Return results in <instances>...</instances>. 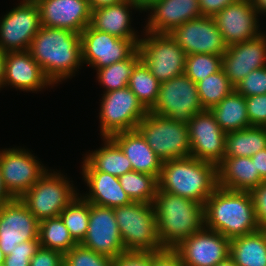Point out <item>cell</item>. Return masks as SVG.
Returning <instances> with one entry per match:
<instances>
[{
  "instance_id": "74e56055",
  "label": "cell",
  "mask_w": 266,
  "mask_h": 266,
  "mask_svg": "<svg viewBox=\"0 0 266 266\" xmlns=\"http://www.w3.org/2000/svg\"><path fill=\"white\" fill-rule=\"evenodd\" d=\"M222 68V55L192 54L186 55L184 73L194 82L206 79Z\"/></svg>"
},
{
  "instance_id": "cb8c5ba5",
  "label": "cell",
  "mask_w": 266,
  "mask_h": 266,
  "mask_svg": "<svg viewBox=\"0 0 266 266\" xmlns=\"http://www.w3.org/2000/svg\"><path fill=\"white\" fill-rule=\"evenodd\" d=\"M143 10L135 3L122 1L115 5L100 7L91 10L90 26L98 31L105 32L123 39H133L139 43V35L131 27L130 9ZM138 36V37H137Z\"/></svg>"
},
{
  "instance_id": "277c9868",
  "label": "cell",
  "mask_w": 266,
  "mask_h": 266,
  "mask_svg": "<svg viewBox=\"0 0 266 266\" xmlns=\"http://www.w3.org/2000/svg\"><path fill=\"white\" fill-rule=\"evenodd\" d=\"M152 204L163 248L173 249L204 227V205L196 201L157 189Z\"/></svg>"
},
{
  "instance_id": "6da1fadb",
  "label": "cell",
  "mask_w": 266,
  "mask_h": 266,
  "mask_svg": "<svg viewBox=\"0 0 266 266\" xmlns=\"http://www.w3.org/2000/svg\"><path fill=\"white\" fill-rule=\"evenodd\" d=\"M29 51L53 85L71 78L83 65L80 34L67 29L42 26Z\"/></svg>"
},
{
  "instance_id": "c3c4849f",
  "label": "cell",
  "mask_w": 266,
  "mask_h": 266,
  "mask_svg": "<svg viewBox=\"0 0 266 266\" xmlns=\"http://www.w3.org/2000/svg\"><path fill=\"white\" fill-rule=\"evenodd\" d=\"M251 160L258 170L259 176L262 181H266V148L251 156Z\"/></svg>"
},
{
  "instance_id": "1f68e13d",
  "label": "cell",
  "mask_w": 266,
  "mask_h": 266,
  "mask_svg": "<svg viewBox=\"0 0 266 266\" xmlns=\"http://www.w3.org/2000/svg\"><path fill=\"white\" fill-rule=\"evenodd\" d=\"M128 87L149 111L158 99L160 82L140 59L132 70Z\"/></svg>"
},
{
  "instance_id": "7dc6e473",
  "label": "cell",
  "mask_w": 266,
  "mask_h": 266,
  "mask_svg": "<svg viewBox=\"0 0 266 266\" xmlns=\"http://www.w3.org/2000/svg\"><path fill=\"white\" fill-rule=\"evenodd\" d=\"M202 16L214 17L226 6L234 3L236 0H198Z\"/></svg>"
},
{
  "instance_id": "ba28073f",
  "label": "cell",
  "mask_w": 266,
  "mask_h": 266,
  "mask_svg": "<svg viewBox=\"0 0 266 266\" xmlns=\"http://www.w3.org/2000/svg\"><path fill=\"white\" fill-rule=\"evenodd\" d=\"M143 33L145 36L139 40L138 50L154 77L163 83L184 74L186 53L170 34Z\"/></svg>"
},
{
  "instance_id": "4316f807",
  "label": "cell",
  "mask_w": 266,
  "mask_h": 266,
  "mask_svg": "<svg viewBox=\"0 0 266 266\" xmlns=\"http://www.w3.org/2000/svg\"><path fill=\"white\" fill-rule=\"evenodd\" d=\"M218 186L251 192L263 181L251 157H224L217 165Z\"/></svg>"
},
{
  "instance_id": "44dd1931",
  "label": "cell",
  "mask_w": 266,
  "mask_h": 266,
  "mask_svg": "<svg viewBox=\"0 0 266 266\" xmlns=\"http://www.w3.org/2000/svg\"><path fill=\"white\" fill-rule=\"evenodd\" d=\"M45 27L81 32L90 25L91 9L87 0H34Z\"/></svg>"
},
{
  "instance_id": "83f0119b",
  "label": "cell",
  "mask_w": 266,
  "mask_h": 266,
  "mask_svg": "<svg viewBox=\"0 0 266 266\" xmlns=\"http://www.w3.org/2000/svg\"><path fill=\"white\" fill-rule=\"evenodd\" d=\"M103 141V147L84 156L82 170L102 171L116 177L132 171L131 161L120 147L110 137H104Z\"/></svg>"
},
{
  "instance_id": "db71d44e",
  "label": "cell",
  "mask_w": 266,
  "mask_h": 266,
  "mask_svg": "<svg viewBox=\"0 0 266 266\" xmlns=\"http://www.w3.org/2000/svg\"><path fill=\"white\" fill-rule=\"evenodd\" d=\"M124 1L135 3L142 10H144L153 0H124Z\"/></svg>"
},
{
  "instance_id": "ee69618b",
  "label": "cell",
  "mask_w": 266,
  "mask_h": 266,
  "mask_svg": "<svg viewBox=\"0 0 266 266\" xmlns=\"http://www.w3.org/2000/svg\"><path fill=\"white\" fill-rule=\"evenodd\" d=\"M30 266H63V254L40 246L31 258Z\"/></svg>"
},
{
  "instance_id": "d6986e66",
  "label": "cell",
  "mask_w": 266,
  "mask_h": 266,
  "mask_svg": "<svg viewBox=\"0 0 266 266\" xmlns=\"http://www.w3.org/2000/svg\"><path fill=\"white\" fill-rule=\"evenodd\" d=\"M258 12L251 0H236L213 18L227 46L241 43L262 34L259 29Z\"/></svg>"
},
{
  "instance_id": "8992f818",
  "label": "cell",
  "mask_w": 266,
  "mask_h": 266,
  "mask_svg": "<svg viewBox=\"0 0 266 266\" xmlns=\"http://www.w3.org/2000/svg\"><path fill=\"white\" fill-rule=\"evenodd\" d=\"M137 130L163 162L191 154L187 123L148 111Z\"/></svg>"
},
{
  "instance_id": "11a10c76",
  "label": "cell",
  "mask_w": 266,
  "mask_h": 266,
  "mask_svg": "<svg viewBox=\"0 0 266 266\" xmlns=\"http://www.w3.org/2000/svg\"><path fill=\"white\" fill-rule=\"evenodd\" d=\"M215 266H237V265L234 263V261L231 257H228L226 260L219 262Z\"/></svg>"
},
{
  "instance_id": "816d5d0a",
  "label": "cell",
  "mask_w": 266,
  "mask_h": 266,
  "mask_svg": "<svg viewBox=\"0 0 266 266\" xmlns=\"http://www.w3.org/2000/svg\"><path fill=\"white\" fill-rule=\"evenodd\" d=\"M251 2L258 14L266 15V0H251Z\"/></svg>"
},
{
  "instance_id": "2e32d148",
  "label": "cell",
  "mask_w": 266,
  "mask_h": 266,
  "mask_svg": "<svg viewBox=\"0 0 266 266\" xmlns=\"http://www.w3.org/2000/svg\"><path fill=\"white\" fill-rule=\"evenodd\" d=\"M191 157L218 165L225 155L226 132L210 110L195 114L188 122Z\"/></svg>"
},
{
  "instance_id": "f1b7e54d",
  "label": "cell",
  "mask_w": 266,
  "mask_h": 266,
  "mask_svg": "<svg viewBox=\"0 0 266 266\" xmlns=\"http://www.w3.org/2000/svg\"><path fill=\"white\" fill-rule=\"evenodd\" d=\"M230 257L237 266H266V229L232 238Z\"/></svg>"
},
{
  "instance_id": "f546056e",
  "label": "cell",
  "mask_w": 266,
  "mask_h": 266,
  "mask_svg": "<svg viewBox=\"0 0 266 266\" xmlns=\"http://www.w3.org/2000/svg\"><path fill=\"white\" fill-rule=\"evenodd\" d=\"M220 128L228 133L251 127L245 97L235 90L210 109Z\"/></svg>"
},
{
  "instance_id": "3957f363",
  "label": "cell",
  "mask_w": 266,
  "mask_h": 266,
  "mask_svg": "<svg viewBox=\"0 0 266 266\" xmlns=\"http://www.w3.org/2000/svg\"><path fill=\"white\" fill-rule=\"evenodd\" d=\"M218 187L217 165L186 157L164 161L158 189L202 205Z\"/></svg>"
},
{
  "instance_id": "603a6c76",
  "label": "cell",
  "mask_w": 266,
  "mask_h": 266,
  "mask_svg": "<svg viewBox=\"0 0 266 266\" xmlns=\"http://www.w3.org/2000/svg\"><path fill=\"white\" fill-rule=\"evenodd\" d=\"M9 85L26 92L41 91L48 85H52V88L55 86L29 50L6 53L3 87Z\"/></svg>"
},
{
  "instance_id": "836d02e7",
  "label": "cell",
  "mask_w": 266,
  "mask_h": 266,
  "mask_svg": "<svg viewBox=\"0 0 266 266\" xmlns=\"http://www.w3.org/2000/svg\"><path fill=\"white\" fill-rule=\"evenodd\" d=\"M118 179L132 202L153 203L158 189V179L155 176L132 170Z\"/></svg>"
},
{
  "instance_id": "4fadbf2b",
  "label": "cell",
  "mask_w": 266,
  "mask_h": 266,
  "mask_svg": "<svg viewBox=\"0 0 266 266\" xmlns=\"http://www.w3.org/2000/svg\"><path fill=\"white\" fill-rule=\"evenodd\" d=\"M28 149L0 150V170L6 189L14 198H20L48 170Z\"/></svg>"
},
{
  "instance_id": "7c38bea8",
  "label": "cell",
  "mask_w": 266,
  "mask_h": 266,
  "mask_svg": "<svg viewBox=\"0 0 266 266\" xmlns=\"http://www.w3.org/2000/svg\"><path fill=\"white\" fill-rule=\"evenodd\" d=\"M80 40L82 63L96 70L130 58L138 50V44L133 39L119 38L95 30L90 25L81 32Z\"/></svg>"
},
{
  "instance_id": "8fae6325",
  "label": "cell",
  "mask_w": 266,
  "mask_h": 266,
  "mask_svg": "<svg viewBox=\"0 0 266 266\" xmlns=\"http://www.w3.org/2000/svg\"><path fill=\"white\" fill-rule=\"evenodd\" d=\"M39 8L34 0H22L0 20V49L7 52L26 51L41 29Z\"/></svg>"
},
{
  "instance_id": "f35d334b",
  "label": "cell",
  "mask_w": 266,
  "mask_h": 266,
  "mask_svg": "<svg viewBox=\"0 0 266 266\" xmlns=\"http://www.w3.org/2000/svg\"><path fill=\"white\" fill-rule=\"evenodd\" d=\"M113 259L98 254L81 244L63 255L64 266H112Z\"/></svg>"
},
{
  "instance_id": "d6a6232c",
  "label": "cell",
  "mask_w": 266,
  "mask_h": 266,
  "mask_svg": "<svg viewBox=\"0 0 266 266\" xmlns=\"http://www.w3.org/2000/svg\"><path fill=\"white\" fill-rule=\"evenodd\" d=\"M39 243L41 247L59 251L63 255L78 244L59 216L39 221Z\"/></svg>"
},
{
  "instance_id": "f907efd6",
  "label": "cell",
  "mask_w": 266,
  "mask_h": 266,
  "mask_svg": "<svg viewBox=\"0 0 266 266\" xmlns=\"http://www.w3.org/2000/svg\"><path fill=\"white\" fill-rule=\"evenodd\" d=\"M91 10L98 9L109 5H115L123 0H87Z\"/></svg>"
},
{
  "instance_id": "ac0fdd59",
  "label": "cell",
  "mask_w": 266,
  "mask_h": 266,
  "mask_svg": "<svg viewBox=\"0 0 266 266\" xmlns=\"http://www.w3.org/2000/svg\"><path fill=\"white\" fill-rule=\"evenodd\" d=\"M28 240H39V220L14 198L0 207V248L8 256L15 245Z\"/></svg>"
},
{
  "instance_id": "b9f144b4",
  "label": "cell",
  "mask_w": 266,
  "mask_h": 266,
  "mask_svg": "<svg viewBox=\"0 0 266 266\" xmlns=\"http://www.w3.org/2000/svg\"><path fill=\"white\" fill-rule=\"evenodd\" d=\"M251 126L266 127V94L245 97Z\"/></svg>"
},
{
  "instance_id": "f5cc1de1",
  "label": "cell",
  "mask_w": 266,
  "mask_h": 266,
  "mask_svg": "<svg viewBox=\"0 0 266 266\" xmlns=\"http://www.w3.org/2000/svg\"><path fill=\"white\" fill-rule=\"evenodd\" d=\"M6 53L0 49V89L3 87Z\"/></svg>"
},
{
  "instance_id": "7a4b0ae2",
  "label": "cell",
  "mask_w": 266,
  "mask_h": 266,
  "mask_svg": "<svg viewBox=\"0 0 266 266\" xmlns=\"http://www.w3.org/2000/svg\"><path fill=\"white\" fill-rule=\"evenodd\" d=\"M204 227L229 239L259 230L251 193L218 186L204 204Z\"/></svg>"
},
{
  "instance_id": "4dcf8cb0",
  "label": "cell",
  "mask_w": 266,
  "mask_h": 266,
  "mask_svg": "<svg viewBox=\"0 0 266 266\" xmlns=\"http://www.w3.org/2000/svg\"><path fill=\"white\" fill-rule=\"evenodd\" d=\"M266 148V127L251 126L226 134L224 157H251Z\"/></svg>"
},
{
  "instance_id": "f6af8a7d",
  "label": "cell",
  "mask_w": 266,
  "mask_h": 266,
  "mask_svg": "<svg viewBox=\"0 0 266 266\" xmlns=\"http://www.w3.org/2000/svg\"><path fill=\"white\" fill-rule=\"evenodd\" d=\"M250 193L253 198L258 225L260 229H266V181L262 182Z\"/></svg>"
},
{
  "instance_id": "9a60e30c",
  "label": "cell",
  "mask_w": 266,
  "mask_h": 266,
  "mask_svg": "<svg viewBox=\"0 0 266 266\" xmlns=\"http://www.w3.org/2000/svg\"><path fill=\"white\" fill-rule=\"evenodd\" d=\"M186 55H223L227 50L222 34L213 17L201 16L176 27L170 33Z\"/></svg>"
},
{
  "instance_id": "e0dca14e",
  "label": "cell",
  "mask_w": 266,
  "mask_h": 266,
  "mask_svg": "<svg viewBox=\"0 0 266 266\" xmlns=\"http://www.w3.org/2000/svg\"><path fill=\"white\" fill-rule=\"evenodd\" d=\"M80 244L111 259L126 251L113 208L90 203L88 230Z\"/></svg>"
},
{
  "instance_id": "ffe728a7",
  "label": "cell",
  "mask_w": 266,
  "mask_h": 266,
  "mask_svg": "<svg viewBox=\"0 0 266 266\" xmlns=\"http://www.w3.org/2000/svg\"><path fill=\"white\" fill-rule=\"evenodd\" d=\"M266 66V34L227 46L222 55V68L230 82L236 86L250 72Z\"/></svg>"
},
{
  "instance_id": "60d3db41",
  "label": "cell",
  "mask_w": 266,
  "mask_h": 266,
  "mask_svg": "<svg viewBox=\"0 0 266 266\" xmlns=\"http://www.w3.org/2000/svg\"><path fill=\"white\" fill-rule=\"evenodd\" d=\"M40 247L39 240H28L15 245L5 257L3 266H30V260Z\"/></svg>"
},
{
  "instance_id": "9c48e42d",
  "label": "cell",
  "mask_w": 266,
  "mask_h": 266,
  "mask_svg": "<svg viewBox=\"0 0 266 266\" xmlns=\"http://www.w3.org/2000/svg\"><path fill=\"white\" fill-rule=\"evenodd\" d=\"M148 110L127 86L104 92L100 105V133L102 137L136 130Z\"/></svg>"
},
{
  "instance_id": "bcb514c9",
  "label": "cell",
  "mask_w": 266,
  "mask_h": 266,
  "mask_svg": "<svg viewBox=\"0 0 266 266\" xmlns=\"http://www.w3.org/2000/svg\"><path fill=\"white\" fill-rule=\"evenodd\" d=\"M151 266H184L179 254L171 248L151 252Z\"/></svg>"
},
{
  "instance_id": "8d00e7d4",
  "label": "cell",
  "mask_w": 266,
  "mask_h": 266,
  "mask_svg": "<svg viewBox=\"0 0 266 266\" xmlns=\"http://www.w3.org/2000/svg\"><path fill=\"white\" fill-rule=\"evenodd\" d=\"M90 203L80 194L60 213L59 217L72 238L80 244L88 230Z\"/></svg>"
},
{
  "instance_id": "5b68a950",
  "label": "cell",
  "mask_w": 266,
  "mask_h": 266,
  "mask_svg": "<svg viewBox=\"0 0 266 266\" xmlns=\"http://www.w3.org/2000/svg\"><path fill=\"white\" fill-rule=\"evenodd\" d=\"M126 251L158 252L164 248L157 235L153 204L131 202L113 208Z\"/></svg>"
},
{
  "instance_id": "d4e9b609",
  "label": "cell",
  "mask_w": 266,
  "mask_h": 266,
  "mask_svg": "<svg viewBox=\"0 0 266 266\" xmlns=\"http://www.w3.org/2000/svg\"><path fill=\"white\" fill-rule=\"evenodd\" d=\"M110 138L131 161L133 171L153 175L159 179L163 161L137 129L120 132Z\"/></svg>"
},
{
  "instance_id": "9f6ffc18",
  "label": "cell",
  "mask_w": 266,
  "mask_h": 266,
  "mask_svg": "<svg viewBox=\"0 0 266 266\" xmlns=\"http://www.w3.org/2000/svg\"><path fill=\"white\" fill-rule=\"evenodd\" d=\"M5 255L2 251V249L0 248V266H3L4 265V259H5Z\"/></svg>"
},
{
  "instance_id": "52a82bcc",
  "label": "cell",
  "mask_w": 266,
  "mask_h": 266,
  "mask_svg": "<svg viewBox=\"0 0 266 266\" xmlns=\"http://www.w3.org/2000/svg\"><path fill=\"white\" fill-rule=\"evenodd\" d=\"M70 182L61 172L47 170L20 200L39 221L58 217L80 195Z\"/></svg>"
},
{
  "instance_id": "484cf974",
  "label": "cell",
  "mask_w": 266,
  "mask_h": 266,
  "mask_svg": "<svg viewBox=\"0 0 266 266\" xmlns=\"http://www.w3.org/2000/svg\"><path fill=\"white\" fill-rule=\"evenodd\" d=\"M82 175L89 193L81 196L89 203L116 208L132 202L119 183L118 177L97 170H82Z\"/></svg>"
},
{
  "instance_id": "7402d4cb",
  "label": "cell",
  "mask_w": 266,
  "mask_h": 266,
  "mask_svg": "<svg viewBox=\"0 0 266 266\" xmlns=\"http://www.w3.org/2000/svg\"><path fill=\"white\" fill-rule=\"evenodd\" d=\"M143 11L151 14L144 31L155 33H170L185 22L202 16L198 0H153Z\"/></svg>"
},
{
  "instance_id": "d590c367",
  "label": "cell",
  "mask_w": 266,
  "mask_h": 266,
  "mask_svg": "<svg viewBox=\"0 0 266 266\" xmlns=\"http://www.w3.org/2000/svg\"><path fill=\"white\" fill-rule=\"evenodd\" d=\"M141 59V54L137 50L130 58L115 62L104 68L97 69V80L110 92L128 86L132 70L136 63Z\"/></svg>"
},
{
  "instance_id": "5bb4252c",
  "label": "cell",
  "mask_w": 266,
  "mask_h": 266,
  "mask_svg": "<svg viewBox=\"0 0 266 266\" xmlns=\"http://www.w3.org/2000/svg\"><path fill=\"white\" fill-rule=\"evenodd\" d=\"M231 239L203 227L173 249L184 266H215L230 257Z\"/></svg>"
},
{
  "instance_id": "ab89813d",
  "label": "cell",
  "mask_w": 266,
  "mask_h": 266,
  "mask_svg": "<svg viewBox=\"0 0 266 266\" xmlns=\"http://www.w3.org/2000/svg\"><path fill=\"white\" fill-rule=\"evenodd\" d=\"M235 91L244 97L266 94V66L250 72L236 84Z\"/></svg>"
},
{
  "instance_id": "30bf717a",
  "label": "cell",
  "mask_w": 266,
  "mask_h": 266,
  "mask_svg": "<svg viewBox=\"0 0 266 266\" xmlns=\"http://www.w3.org/2000/svg\"><path fill=\"white\" fill-rule=\"evenodd\" d=\"M203 110L197 83L184 73L160 83L158 99L149 111L187 123L195 114Z\"/></svg>"
},
{
  "instance_id": "7bdbcfd3",
  "label": "cell",
  "mask_w": 266,
  "mask_h": 266,
  "mask_svg": "<svg viewBox=\"0 0 266 266\" xmlns=\"http://www.w3.org/2000/svg\"><path fill=\"white\" fill-rule=\"evenodd\" d=\"M112 266H151V252L125 251L113 259Z\"/></svg>"
},
{
  "instance_id": "681fc988",
  "label": "cell",
  "mask_w": 266,
  "mask_h": 266,
  "mask_svg": "<svg viewBox=\"0 0 266 266\" xmlns=\"http://www.w3.org/2000/svg\"><path fill=\"white\" fill-rule=\"evenodd\" d=\"M13 199L14 197L9 193V191L4 185L3 177L0 170V207L12 201Z\"/></svg>"
},
{
  "instance_id": "e575fe53",
  "label": "cell",
  "mask_w": 266,
  "mask_h": 266,
  "mask_svg": "<svg viewBox=\"0 0 266 266\" xmlns=\"http://www.w3.org/2000/svg\"><path fill=\"white\" fill-rule=\"evenodd\" d=\"M200 104L204 110H210L223 98L235 90V86L225 75L223 68L206 79L197 82Z\"/></svg>"
}]
</instances>
